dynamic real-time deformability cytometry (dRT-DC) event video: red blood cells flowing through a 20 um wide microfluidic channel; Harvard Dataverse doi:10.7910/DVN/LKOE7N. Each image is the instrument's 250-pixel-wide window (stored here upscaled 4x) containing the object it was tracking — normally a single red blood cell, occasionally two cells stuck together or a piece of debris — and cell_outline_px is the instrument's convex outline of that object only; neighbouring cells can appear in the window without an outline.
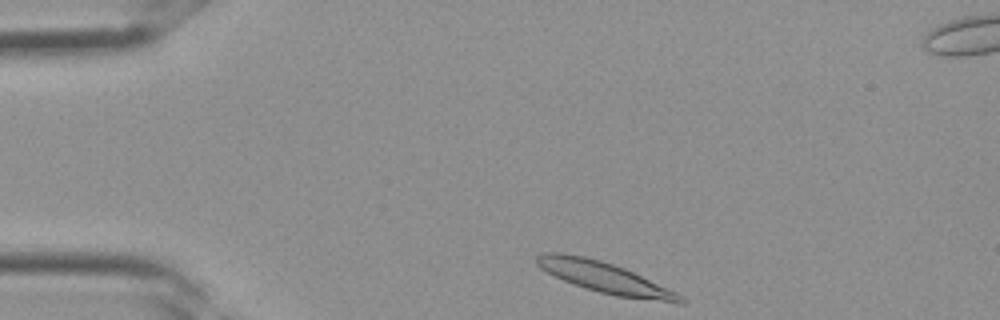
{"species": "Egyptian fruit bat (a non-hibernating species)", "species_latin": "Rousettus aegyptiacus", "temperature_condition": "room temperature", "stored_images_in_passage": 3, "camera_frame_rate_fps": 3000, "um_per_image_px": 0.085, "frame": {"image": 1, "passage_image": 1, "time_ms": 0.0, "image_size_px": [1000, 320], "cell_outline_px": [[684, 304], [680, 304], [616, 296], [584, 288], [572, 284], [540, 268], [536, 264], [536, 256], [544, 252], [560, 252], [584, 256], [600, 260], [624, 268], [676, 292], [684, 296]], "centroid_in_image_um": [51.41, 23.6], "position_along_channel_um": 33.6, "area_um2": 25.66}}